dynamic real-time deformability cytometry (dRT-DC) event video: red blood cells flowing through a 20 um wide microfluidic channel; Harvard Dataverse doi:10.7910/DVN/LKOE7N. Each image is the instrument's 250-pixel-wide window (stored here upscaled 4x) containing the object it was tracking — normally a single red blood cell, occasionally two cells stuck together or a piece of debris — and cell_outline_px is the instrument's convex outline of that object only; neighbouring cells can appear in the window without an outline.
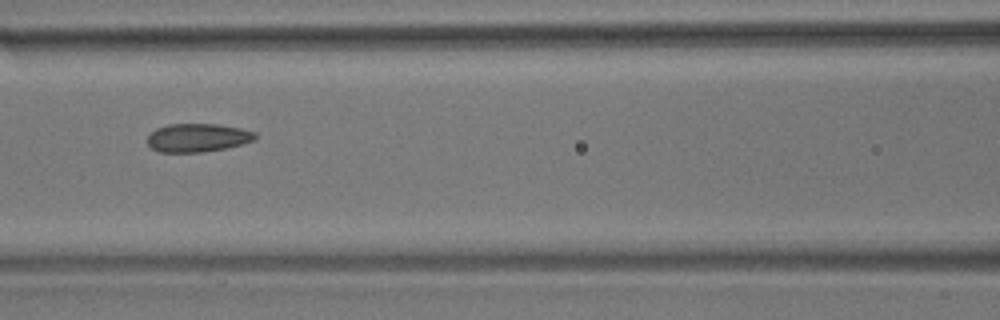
{"species": "common noctule bat (a hibernating species)", "species_latin": "Nyctalus noctula", "temperature_condition": "room temperature", "stored_images_in_passage": 13, "camera_frame_rate_fps": 3000, "um_per_image_px": 0.085, "animal": {"sex": "male", "body_mass_g": 17.9}, "frame": {"image": 1, "passage_image": 6, "time_ms": 1.667, "image_size_px": [1000, 320], "cell_outline_px": [[256, 140], [224, 148], [204, 152], [160, 152], [152, 148], [148, 144], [148, 136], [156, 128], [168, 124], [220, 124], [240, 128], [256, 132]], "centroid_in_image_um": [16.81, 11.7], "position_along_channel_um": 149.8, "area_um2": 17.8}}
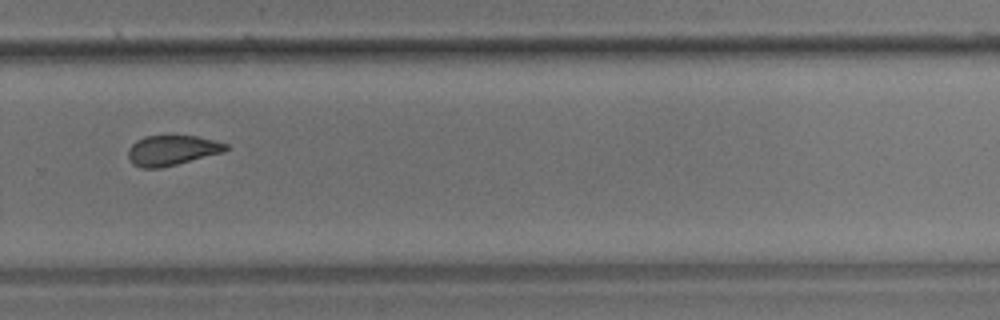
{"frame": {"image": 2, "passage_image": 10, "time_ms": 3.0, "image_size_px": [1000, 320], "cell_outline_px": [[228, 148], [224, 152], [160, 168], [140, 168], [132, 164], [128, 156], [128, 148], [136, 140], [144, 136], [196, 136], [228, 144]], "centroid_in_image_um": [14.58, 12.78], "position_along_channel_um": 315.2, "area_um2": 17.05}}